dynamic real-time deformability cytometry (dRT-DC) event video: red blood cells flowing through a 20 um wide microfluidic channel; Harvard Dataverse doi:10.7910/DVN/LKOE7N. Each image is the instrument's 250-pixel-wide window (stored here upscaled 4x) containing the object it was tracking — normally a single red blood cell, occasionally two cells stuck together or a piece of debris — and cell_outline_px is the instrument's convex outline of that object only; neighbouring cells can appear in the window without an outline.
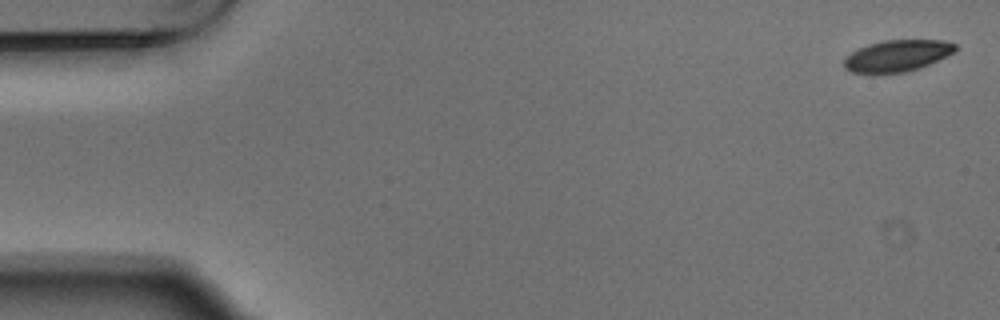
{"species": "Egyptian fruit bat (a non-hibernating species)", "species_latin": "Rousettus aegyptiacus", "temperature_condition": "warm", "stored_images_in_passage": 5, "camera_frame_rate_fps": 3000, "um_per_image_px": 0.085, "animal": {"sex": "male"}, "frame": {"image": 1, "passage_image": 1, "time_ms": 0.0, "image_size_px": [1000, 320], "cell_outline_px": [[956, 52], [920, 68], [904, 72], [872, 76], [852, 72], [844, 68], [844, 60], [852, 52], [868, 44], [884, 40], [944, 40], [956, 44]], "centroid_in_image_um": [76.25, 4.77], "position_along_channel_um": 8.8, "area_um2": 20.92}}
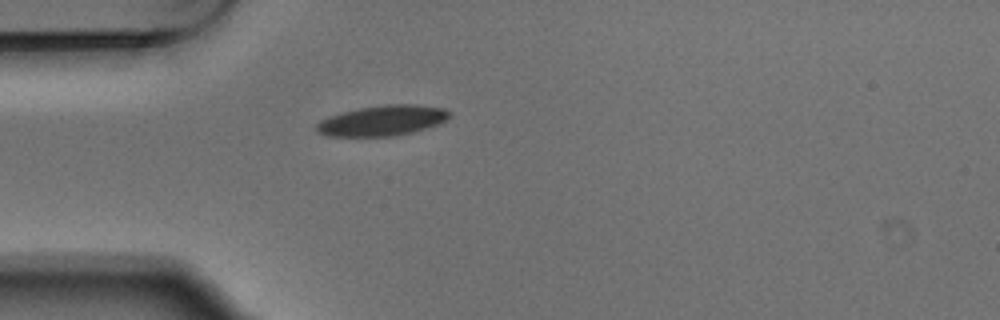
{"frame": {"image": 2, "passage_image": 5, "time_ms": 1.333, "image_size_px": [1000, 320], "cell_outline_px": [[452, 116], [440, 124], [412, 132], [392, 136], [328, 136], [316, 132], [316, 124], [320, 120], [328, 116], [360, 108], [384, 104], [416, 104], [444, 108], [452, 112]], "centroid_in_image_um": [32.54, 10.24], "position_along_channel_um": 52.5, "area_um2": 23.7}}